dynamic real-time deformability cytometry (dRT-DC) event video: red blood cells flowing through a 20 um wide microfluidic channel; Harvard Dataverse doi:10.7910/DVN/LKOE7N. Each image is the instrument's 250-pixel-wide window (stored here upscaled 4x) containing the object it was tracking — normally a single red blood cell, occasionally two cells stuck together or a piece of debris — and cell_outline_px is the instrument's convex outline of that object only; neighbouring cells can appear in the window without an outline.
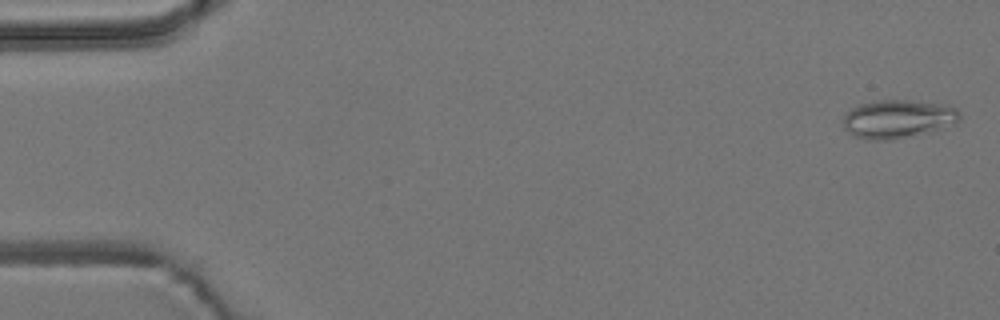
{"species": "common noctule bat (a hibernating species)", "species_latin": "Nyctalus noctula", "temperature_condition": "room temperature", "stored_images_in_passage": 24, "camera_frame_rate_fps": 3000, "um_per_image_px": 0.085, "animal": {"sex": "male", "body_mass_g": 19.2, "forearm_length_mm": 51.8}, "frame": {"image": 1, "passage_image": 1, "time_ms": 0.0, "image_size_px": [1000, 320], "cell_outline_px": [[960, 120], [956, 124], [928, 132], [892, 140], [868, 140], [852, 136], [844, 128], [844, 116], [852, 108], [860, 104], [876, 100], [908, 100], [948, 104], [956, 108], [960, 112]], "centroid_in_image_um": [76.35, 10.11], "position_along_channel_um": 8.7, "area_um2": 26.36}}